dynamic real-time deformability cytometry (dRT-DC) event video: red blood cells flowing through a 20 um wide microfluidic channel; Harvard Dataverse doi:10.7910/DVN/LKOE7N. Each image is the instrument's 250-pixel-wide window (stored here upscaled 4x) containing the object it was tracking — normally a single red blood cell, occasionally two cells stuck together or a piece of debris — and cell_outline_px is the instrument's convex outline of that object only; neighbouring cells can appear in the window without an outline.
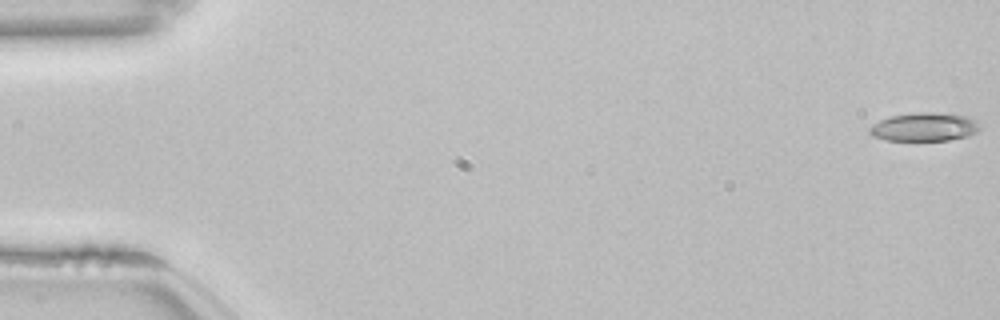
{"species": "common noctule bat (a hibernating species)", "species_latin": "Nyctalus noctula", "temperature_condition": "room temperature", "stored_images_in_passage": 10, "camera_frame_rate_fps": 3000, "um_per_image_px": 0.085, "animal": {"sex": "female", "body_mass_g": 22.7, "forearm_length_mm": 54.2}, "frame": {"image": 1, "passage_image": 1, "time_ms": 0.0, "image_size_px": [1000, 320], "cell_outline_px": [[980, 128], [976, 132], [968, 136], [948, 140], [884, 140], [872, 136], [868, 132], [868, 128], [872, 124], [880, 120], [892, 116], [916, 112], [936, 112], [964, 116], [976, 120], [980, 124]], "centroid_in_image_um": [78.54, 10.79], "position_along_channel_um": 6.5, "area_um2": 18.32}}